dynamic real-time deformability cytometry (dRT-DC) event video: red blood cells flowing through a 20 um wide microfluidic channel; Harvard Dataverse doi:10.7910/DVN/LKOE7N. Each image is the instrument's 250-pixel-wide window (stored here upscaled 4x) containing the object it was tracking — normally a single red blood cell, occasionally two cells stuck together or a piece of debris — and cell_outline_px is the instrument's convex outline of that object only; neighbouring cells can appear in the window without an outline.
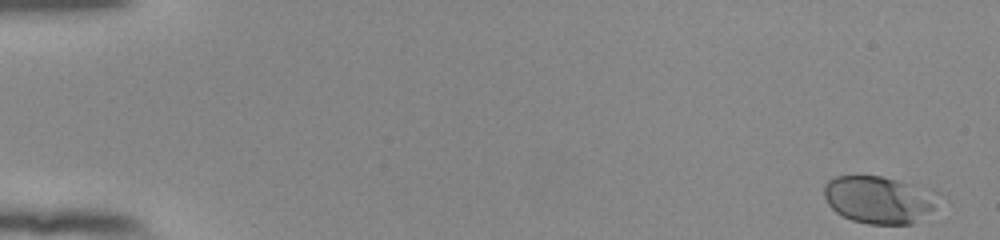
{"species": "human", "species_latin": "Homo sapiens", "temperature_condition": "room temperature", "stored_images_in_passage": 53, "camera_frame_rate_fps": 3000, "um_per_image_px": 0.085, "donor": {"sex": "female"}, "frame": {"image": 1, "passage_image": 1, "time_ms": 0.0, "image_size_px": [1000, 240], "cell_outline_px": [[932, 208], [912, 224], [868, 224], [852, 220], [836, 212], [828, 204], [824, 196], [824, 184], [828, 180], [836, 176], [880, 176], [896, 180], [904, 184], [932, 204]], "centroid_in_image_um": [74.37, 17.01], "position_along_channel_um": 10.6, "area_um2": 29.02}}
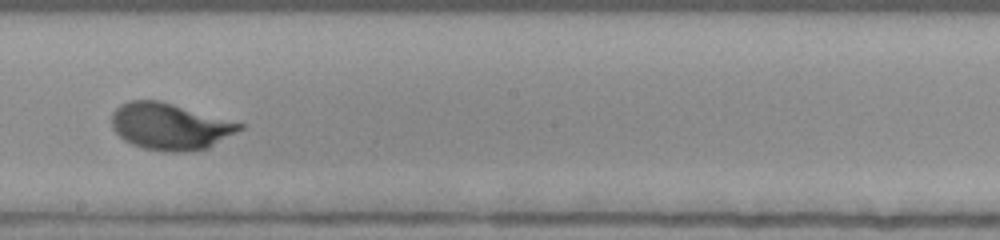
{"frame": {"image": 2, "passage_image": 31, "time_ms": 10.0, "image_size_px": [1000, 240], "cell_outline_px": [[244, 128], [208, 148], [184, 152], [164, 152], [144, 148], [132, 144], [124, 140], [112, 128], [112, 112], [120, 104], [128, 100], [160, 100], [244, 124]], "centroid_in_image_um": [14.43, 10.74], "position_along_channel_um": 233.8, "area_um2": 34.8}}
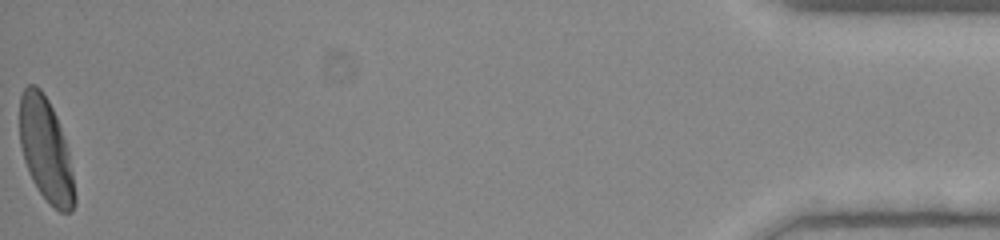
{"frame": {"image": 3, "passage_image": 53, "time_ms": 17.333, "image_size_px": [1000, 240], "cell_outline_px": [[76, 204], [72, 212], [60, 212], [40, 192], [32, 180], [28, 172], [24, 160], [20, 144], [20, 96], [24, 88], [28, 84], [36, 84], [40, 88], [48, 100], [56, 116], [68, 148], [76, 196]], "centroid_in_image_um": [3.9, 12.73], "position_along_channel_um": 431.3, "area_um2": 33.06}, "authors_computed_cell_mechanics": {"area_um2": 32.657, "velocity_mm_per_s": 3.9246, "shape_relaxation_time_tau1_ms": 2.4292, "shape_relaxation_time_tau2_ms": null, "deformation_change_tau1": 0.1483, "deformation_change_tau2": null}}